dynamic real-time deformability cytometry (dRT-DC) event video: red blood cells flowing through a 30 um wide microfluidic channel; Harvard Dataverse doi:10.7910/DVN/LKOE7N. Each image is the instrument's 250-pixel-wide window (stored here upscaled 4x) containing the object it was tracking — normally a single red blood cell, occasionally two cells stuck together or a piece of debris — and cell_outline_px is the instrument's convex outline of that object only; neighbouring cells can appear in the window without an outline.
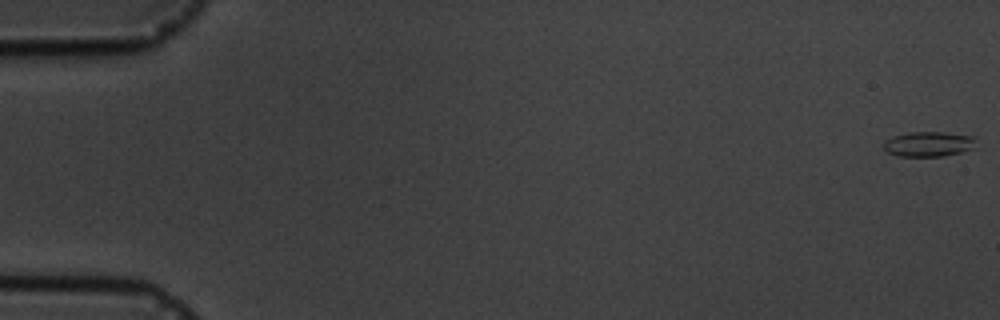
{"species": "common noctule bat (a hibernating species)", "species_latin": "Nyctalus noctula", "temperature_condition": "cold", "stored_images_in_passage": 5, "camera_frame_rate_fps": 3000, "um_per_image_px": 0.085, "animal": {"sex": "male", "body_mass_g": 19.5, "forearm_length_mm": 54.6}, "frame": {"image": 1, "passage_image": 1, "time_ms": 0.0, "image_size_px": [1000, 320], "cell_outline_px": [[976, 148], [944, 156], [896, 156], [888, 152], [884, 148], [884, 140], [892, 136], [908, 132], [944, 132], [976, 136]], "centroid_in_image_um": [78.96, 12.23], "position_along_channel_um": 6.0, "area_um2": 13.7}}
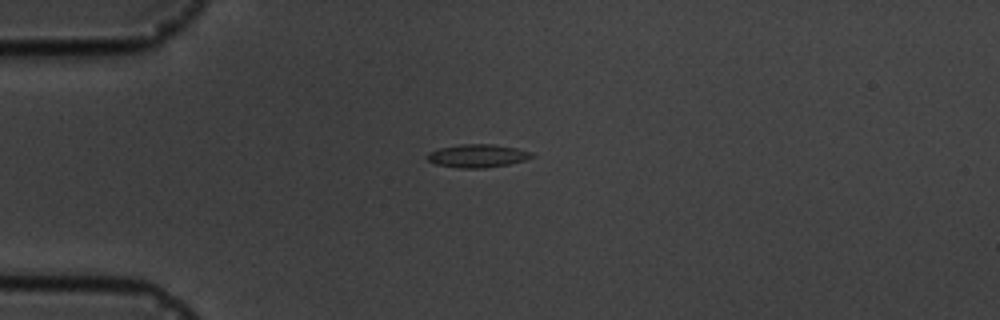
{"frame": {"image": 2, "passage_image": 5, "time_ms": 4.667, "image_size_px": [1000, 320], "cell_outline_px": [[536, 156], [524, 160], [508, 164], [484, 168], [460, 168], [436, 164], [428, 160], [428, 152], [440, 148], [460, 144], [492, 144], [516, 148], [532, 152]], "centroid_in_image_um": [40.61, 13.24], "position_along_channel_um": 44.4, "area_um2": 13.99}}